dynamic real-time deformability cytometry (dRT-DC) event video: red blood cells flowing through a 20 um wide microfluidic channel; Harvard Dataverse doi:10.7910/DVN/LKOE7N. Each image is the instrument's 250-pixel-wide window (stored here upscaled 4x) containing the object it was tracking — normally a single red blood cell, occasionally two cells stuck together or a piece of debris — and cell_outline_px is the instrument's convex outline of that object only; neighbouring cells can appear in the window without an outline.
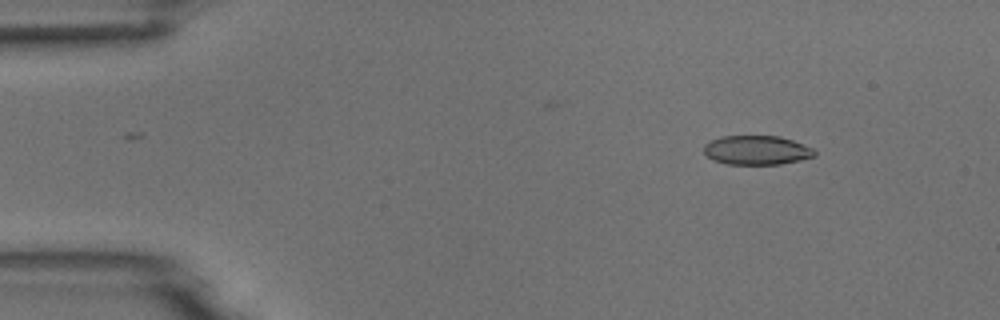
{"species": "common noctule bat (a hibernating species)", "species_latin": "Nyctalus noctula", "temperature_condition": "room temperature", "stored_images_in_passage": 9, "camera_frame_rate_fps": 3000, "um_per_image_px": 0.085, "animal": {"sex": "male", "body_mass_g": 18.8}, "frame": {"image": 1, "passage_image": 2, "time_ms": 1.0, "image_size_px": [1000, 320], "cell_outline_px": [[816, 156], [800, 160], [780, 164], [724, 164], [712, 160], [704, 152], [704, 144], [720, 136], [780, 136], [792, 140], [812, 148], [816, 152]], "centroid_in_image_um": [64.31, 12.77], "position_along_channel_um": 20.7, "area_um2": 18.84}}